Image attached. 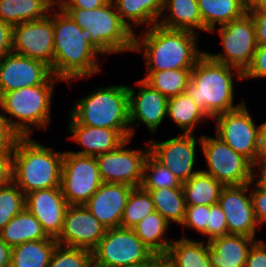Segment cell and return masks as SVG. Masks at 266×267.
I'll return each instance as SVG.
<instances>
[{"mask_svg": "<svg viewBox=\"0 0 266 267\" xmlns=\"http://www.w3.org/2000/svg\"><path fill=\"white\" fill-rule=\"evenodd\" d=\"M140 186L143 189L177 188L182 186V183L149 153L143 165Z\"/></svg>", "mask_w": 266, "mask_h": 267, "instance_id": "37", "label": "cell"}, {"mask_svg": "<svg viewBox=\"0 0 266 267\" xmlns=\"http://www.w3.org/2000/svg\"><path fill=\"white\" fill-rule=\"evenodd\" d=\"M241 5L244 8V10L249 13L251 10H253L261 0H240Z\"/></svg>", "mask_w": 266, "mask_h": 267, "instance_id": "54", "label": "cell"}, {"mask_svg": "<svg viewBox=\"0 0 266 267\" xmlns=\"http://www.w3.org/2000/svg\"><path fill=\"white\" fill-rule=\"evenodd\" d=\"M222 188L223 185L220 182L202 170L182 183L186 206L216 204Z\"/></svg>", "mask_w": 266, "mask_h": 267, "instance_id": "33", "label": "cell"}, {"mask_svg": "<svg viewBox=\"0 0 266 267\" xmlns=\"http://www.w3.org/2000/svg\"><path fill=\"white\" fill-rule=\"evenodd\" d=\"M0 108V151H13L16 140L20 137L9 125Z\"/></svg>", "mask_w": 266, "mask_h": 267, "instance_id": "44", "label": "cell"}, {"mask_svg": "<svg viewBox=\"0 0 266 267\" xmlns=\"http://www.w3.org/2000/svg\"><path fill=\"white\" fill-rule=\"evenodd\" d=\"M224 53L212 54L211 59L238 68L243 73L251 65L257 49L255 24L249 13L218 27Z\"/></svg>", "mask_w": 266, "mask_h": 267, "instance_id": "10", "label": "cell"}, {"mask_svg": "<svg viewBox=\"0 0 266 267\" xmlns=\"http://www.w3.org/2000/svg\"><path fill=\"white\" fill-rule=\"evenodd\" d=\"M121 267H151V263H141V264H137V265L121 266Z\"/></svg>", "mask_w": 266, "mask_h": 267, "instance_id": "56", "label": "cell"}, {"mask_svg": "<svg viewBox=\"0 0 266 267\" xmlns=\"http://www.w3.org/2000/svg\"><path fill=\"white\" fill-rule=\"evenodd\" d=\"M12 52V27L0 19V59Z\"/></svg>", "mask_w": 266, "mask_h": 267, "instance_id": "49", "label": "cell"}, {"mask_svg": "<svg viewBox=\"0 0 266 267\" xmlns=\"http://www.w3.org/2000/svg\"><path fill=\"white\" fill-rule=\"evenodd\" d=\"M56 5H58V0H52Z\"/></svg>", "mask_w": 266, "mask_h": 267, "instance_id": "57", "label": "cell"}, {"mask_svg": "<svg viewBox=\"0 0 266 267\" xmlns=\"http://www.w3.org/2000/svg\"><path fill=\"white\" fill-rule=\"evenodd\" d=\"M251 184L253 185L252 181L250 184L223 186L218 204L224 211L228 234L256 239V229L259 226L250 197Z\"/></svg>", "mask_w": 266, "mask_h": 267, "instance_id": "17", "label": "cell"}, {"mask_svg": "<svg viewBox=\"0 0 266 267\" xmlns=\"http://www.w3.org/2000/svg\"><path fill=\"white\" fill-rule=\"evenodd\" d=\"M107 228L86 208L85 205H68L58 245L90 250L97 247Z\"/></svg>", "mask_w": 266, "mask_h": 267, "instance_id": "16", "label": "cell"}, {"mask_svg": "<svg viewBox=\"0 0 266 267\" xmlns=\"http://www.w3.org/2000/svg\"><path fill=\"white\" fill-rule=\"evenodd\" d=\"M68 132L69 139L74 140L84 149L71 151L78 155L98 156L117 149L126 139L116 130L104 127H91L76 123L71 117Z\"/></svg>", "mask_w": 266, "mask_h": 267, "instance_id": "22", "label": "cell"}, {"mask_svg": "<svg viewBox=\"0 0 266 267\" xmlns=\"http://www.w3.org/2000/svg\"><path fill=\"white\" fill-rule=\"evenodd\" d=\"M228 234L224 211L218 203L209 206V218L206 226L207 242Z\"/></svg>", "mask_w": 266, "mask_h": 267, "instance_id": "41", "label": "cell"}, {"mask_svg": "<svg viewBox=\"0 0 266 267\" xmlns=\"http://www.w3.org/2000/svg\"><path fill=\"white\" fill-rule=\"evenodd\" d=\"M151 267H175L166 255H155L151 259Z\"/></svg>", "mask_w": 266, "mask_h": 267, "instance_id": "53", "label": "cell"}, {"mask_svg": "<svg viewBox=\"0 0 266 267\" xmlns=\"http://www.w3.org/2000/svg\"><path fill=\"white\" fill-rule=\"evenodd\" d=\"M56 6L52 0H0V19L14 27L45 18Z\"/></svg>", "mask_w": 266, "mask_h": 267, "instance_id": "26", "label": "cell"}, {"mask_svg": "<svg viewBox=\"0 0 266 267\" xmlns=\"http://www.w3.org/2000/svg\"><path fill=\"white\" fill-rule=\"evenodd\" d=\"M57 245L56 239H42L12 247L10 267H48Z\"/></svg>", "mask_w": 266, "mask_h": 267, "instance_id": "31", "label": "cell"}, {"mask_svg": "<svg viewBox=\"0 0 266 267\" xmlns=\"http://www.w3.org/2000/svg\"><path fill=\"white\" fill-rule=\"evenodd\" d=\"M258 167V168H257ZM256 169L258 171H256ZM254 172H257V176H259V178L256 176V174H254V181L264 190H266V160H260L258 161L255 165H254ZM258 178V179H256Z\"/></svg>", "mask_w": 266, "mask_h": 267, "instance_id": "50", "label": "cell"}, {"mask_svg": "<svg viewBox=\"0 0 266 267\" xmlns=\"http://www.w3.org/2000/svg\"><path fill=\"white\" fill-rule=\"evenodd\" d=\"M251 11H266V0H261L259 4Z\"/></svg>", "mask_w": 266, "mask_h": 267, "instance_id": "55", "label": "cell"}, {"mask_svg": "<svg viewBox=\"0 0 266 267\" xmlns=\"http://www.w3.org/2000/svg\"><path fill=\"white\" fill-rule=\"evenodd\" d=\"M245 267H266V243L262 239L250 247Z\"/></svg>", "mask_w": 266, "mask_h": 267, "instance_id": "45", "label": "cell"}, {"mask_svg": "<svg viewBox=\"0 0 266 267\" xmlns=\"http://www.w3.org/2000/svg\"><path fill=\"white\" fill-rule=\"evenodd\" d=\"M169 226L170 223L154 211L143 218L132 230L155 255H165L172 243V240L170 241L166 236Z\"/></svg>", "mask_w": 266, "mask_h": 267, "instance_id": "32", "label": "cell"}, {"mask_svg": "<svg viewBox=\"0 0 266 267\" xmlns=\"http://www.w3.org/2000/svg\"><path fill=\"white\" fill-rule=\"evenodd\" d=\"M25 208V194L11 181L0 187V231Z\"/></svg>", "mask_w": 266, "mask_h": 267, "instance_id": "38", "label": "cell"}, {"mask_svg": "<svg viewBox=\"0 0 266 267\" xmlns=\"http://www.w3.org/2000/svg\"><path fill=\"white\" fill-rule=\"evenodd\" d=\"M199 34L173 30L158 24L145 29L138 37L134 34L133 51L143 52L146 71L193 69L205 53L197 46Z\"/></svg>", "mask_w": 266, "mask_h": 267, "instance_id": "2", "label": "cell"}, {"mask_svg": "<svg viewBox=\"0 0 266 267\" xmlns=\"http://www.w3.org/2000/svg\"><path fill=\"white\" fill-rule=\"evenodd\" d=\"M144 81L167 98L185 92L191 79L192 69L146 71Z\"/></svg>", "mask_w": 266, "mask_h": 267, "instance_id": "35", "label": "cell"}, {"mask_svg": "<svg viewBox=\"0 0 266 267\" xmlns=\"http://www.w3.org/2000/svg\"><path fill=\"white\" fill-rule=\"evenodd\" d=\"M92 252L83 248L57 245L48 267H92Z\"/></svg>", "mask_w": 266, "mask_h": 267, "instance_id": "39", "label": "cell"}, {"mask_svg": "<svg viewBox=\"0 0 266 267\" xmlns=\"http://www.w3.org/2000/svg\"><path fill=\"white\" fill-rule=\"evenodd\" d=\"M62 9L81 29L91 33V45L101 55L133 51L135 33L121 20L113 1L91 10Z\"/></svg>", "mask_w": 266, "mask_h": 267, "instance_id": "7", "label": "cell"}, {"mask_svg": "<svg viewBox=\"0 0 266 267\" xmlns=\"http://www.w3.org/2000/svg\"><path fill=\"white\" fill-rule=\"evenodd\" d=\"M167 117L180 127L183 134H195L196 126L210 119L186 92L168 98Z\"/></svg>", "mask_w": 266, "mask_h": 267, "instance_id": "30", "label": "cell"}, {"mask_svg": "<svg viewBox=\"0 0 266 267\" xmlns=\"http://www.w3.org/2000/svg\"><path fill=\"white\" fill-rule=\"evenodd\" d=\"M233 76L238 80H244L241 70L217 62L204 53L192 69L185 92L212 119L222 113L236 110L244 104L241 101L234 105Z\"/></svg>", "mask_w": 266, "mask_h": 267, "instance_id": "3", "label": "cell"}, {"mask_svg": "<svg viewBox=\"0 0 266 267\" xmlns=\"http://www.w3.org/2000/svg\"><path fill=\"white\" fill-rule=\"evenodd\" d=\"M253 188H250V197L255 213V218L259 226L266 225V190L261 188L254 180Z\"/></svg>", "mask_w": 266, "mask_h": 267, "instance_id": "43", "label": "cell"}, {"mask_svg": "<svg viewBox=\"0 0 266 267\" xmlns=\"http://www.w3.org/2000/svg\"><path fill=\"white\" fill-rule=\"evenodd\" d=\"M209 218V206H186V215L182 227L197 230L202 236H206V226Z\"/></svg>", "mask_w": 266, "mask_h": 267, "instance_id": "40", "label": "cell"}, {"mask_svg": "<svg viewBox=\"0 0 266 267\" xmlns=\"http://www.w3.org/2000/svg\"><path fill=\"white\" fill-rule=\"evenodd\" d=\"M63 155L31 137H19L13 148L12 181L25 195L61 187Z\"/></svg>", "mask_w": 266, "mask_h": 267, "instance_id": "4", "label": "cell"}, {"mask_svg": "<svg viewBox=\"0 0 266 267\" xmlns=\"http://www.w3.org/2000/svg\"><path fill=\"white\" fill-rule=\"evenodd\" d=\"M213 119L217 122L216 136L255 165L259 161V125L255 124L245 103Z\"/></svg>", "mask_w": 266, "mask_h": 267, "instance_id": "12", "label": "cell"}, {"mask_svg": "<svg viewBox=\"0 0 266 267\" xmlns=\"http://www.w3.org/2000/svg\"><path fill=\"white\" fill-rule=\"evenodd\" d=\"M154 211V204L149 192L141 186L133 187L124 208L120 227L132 229Z\"/></svg>", "mask_w": 266, "mask_h": 267, "instance_id": "36", "label": "cell"}, {"mask_svg": "<svg viewBox=\"0 0 266 267\" xmlns=\"http://www.w3.org/2000/svg\"><path fill=\"white\" fill-rule=\"evenodd\" d=\"M13 151H0V187L12 181Z\"/></svg>", "mask_w": 266, "mask_h": 267, "instance_id": "46", "label": "cell"}, {"mask_svg": "<svg viewBox=\"0 0 266 267\" xmlns=\"http://www.w3.org/2000/svg\"><path fill=\"white\" fill-rule=\"evenodd\" d=\"M132 188L127 184L103 182L84 205L107 229L120 227Z\"/></svg>", "mask_w": 266, "mask_h": 267, "instance_id": "21", "label": "cell"}, {"mask_svg": "<svg viewBox=\"0 0 266 267\" xmlns=\"http://www.w3.org/2000/svg\"><path fill=\"white\" fill-rule=\"evenodd\" d=\"M243 75L245 80L266 77V44L257 46L253 61Z\"/></svg>", "mask_w": 266, "mask_h": 267, "instance_id": "42", "label": "cell"}, {"mask_svg": "<svg viewBox=\"0 0 266 267\" xmlns=\"http://www.w3.org/2000/svg\"><path fill=\"white\" fill-rule=\"evenodd\" d=\"M255 24L257 45L266 44V11H250Z\"/></svg>", "mask_w": 266, "mask_h": 267, "instance_id": "48", "label": "cell"}, {"mask_svg": "<svg viewBox=\"0 0 266 267\" xmlns=\"http://www.w3.org/2000/svg\"><path fill=\"white\" fill-rule=\"evenodd\" d=\"M157 24L167 29L199 34L198 30L203 31V23L198 0H164L163 11Z\"/></svg>", "mask_w": 266, "mask_h": 267, "instance_id": "24", "label": "cell"}, {"mask_svg": "<svg viewBox=\"0 0 266 267\" xmlns=\"http://www.w3.org/2000/svg\"><path fill=\"white\" fill-rule=\"evenodd\" d=\"M112 0H58V6L61 8H79V9H96L107 5Z\"/></svg>", "mask_w": 266, "mask_h": 267, "instance_id": "47", "label": "cell"}, {"mask_svg": "<svg viewBox=\"0 0 266 267\" xmlns=\"http://www.w3.org/2000/svg\"><path fill=\"white\" fill-rule=\"evenodd\" d=\"M102 183L96 157L64 152L61 189L68 205H84Z\"/></svg>", "mask_w": 266, "mask_h": 267, "instance_id": "11", "label": "cell"}, {"mask_svg": "<svg viewBox=\"0 0 266 267\" xmlns=\"http://www.w3.org/2000/svg\"><path fill=\"white\" fill-rule=\"evenodd\" d=\"M91 45V33L81 29L72 18L57 5L54 8V57L52 74L62 81L84 79L101 72L98 56Z\"/></svg>", "mask_w": 266, "mask_h": 267, "instance_id": "1", "label": "cell"}, {"mask_svg": "<svg viewBox=\"0 0 266 267\" xmlns=\"http://www.w3.org/2000/svg\"><path fill=\"white\" fill-rule=\"evenodd\" d=\"M51 75L50 67L42 61L11 52L0 59V96L43 84Z\"/></svg>", "mask_w": 266, "mask_h": 267, "instance_id": "19", "label": "cell"}, {"mask_svg": "<svg viewBox=\"0 0 266 267\" xmlns=\"http://www.w3.org/2000/svg\"><path fill=\"white\" fill-rule=\"evenodd\" d=\"M11 250L0 237V267H10Z\"/></svg>", "mask_w": 266, "mask_h": 267, "instance_id": "52", "label": "cell"}, {"mask_svg": "<svg viewBox=\"0 0 266 267\" xmlns=\"http://www.w3.org/2000/svg\"><path fill=\"white\" fill-rule=\"evenodd\" d=\"M155 254L130 228L107 229L105 236L92 251L93 266L121 267L151 263Z\"/></svg>", "mask_w": 266, "mask_h": 267, "instance_id": "8", "label": "cell"}, {"mask_svg": "<svg viewBox=\"0 0 266 267\" xmlns=\"http://www.w3.org/2000/svg\"><path fill=\"white\" fill-rule=\"evenodd\" d=\"M199 143L207 165V170L203 172L210 174L223 186L250 184L253 181L254 165L219 137L204 135Z\"/></svg>", "mask_w": 266, "mask_h": 267, "instance_id": "9", "label": "cell"}, {"mask_svg": "<svg viewBox=\"0 0 266 267\" xmlns=\"http://www.w3.org/2000/svg\"><path fill=\"white\" fill-rule=\"evenodd\" d=\"M197 138L195 134L181 133L166 141L157 142L152 139L147 141L149 153L184 183L201 170L193 171L196 163V144L201 141V137L198 140Z\"/></svg>", "mask_w": 266, "mask_h": 267, "instance_id": "15", "label": "cell"}, {"mask_svg": "<svg viewBox=\"0 0 266 267\" xmlns=\"http://www.w3.org/2000/svg\"><path fill=\"white\" fill-rule=\"evenodd\" d=\"M131 138L123 142L117 149L96 156L102 182L122 183L138 187L142 183L143 165L149 154V145L139 150L125 148Z\"/></svg>", "mask_w": 266, "mask_h": 267, "instance_id": "14", "label": "cell"}, {"mask_svg": "<svg viewBox=\"0 0 266 267\" xmlns=\"http://www.w3.org/2000/svg\"><path fill=\"white\" fill-rule=\"evenodd\" d=\"M51 12L45 18L12 27V52L42 61L50 68L54 57V9Z\"/></svg>", "mask_w": 266, "mask_h": 267, "instance_id": "13", "label": "cell"}, {"mask_svg": "<svg viewBox=\"0 0 266 267\" xmlns=\"http://www.w3.org/2000/svg\"><path fill=\"white\" fill-rule=\"evenodd\" d=\"M258 153L259 161L266 160V121L259 124Z\"/></svg>", "mask_w": 266, "mask_h": 267, "instance_id": "51", "label": "cell"}, {"mask_svg": "<svg viewBox=\"0 0 266 267\" xmlns=\"http://www.w3.org/2000/svg\"><path fill=\"white\" fill-rule=\"evenodd\" d=\"M135 84L138 85L137 91L128 86L131 139L135 130L133 124L139 127L142 122L154 134L167 117L168 98L158 90L153 89L143 79Z\"/></svg>", "mask_w": 266, "mask_h": 267, "instance_id": "18", "label": "cell"}, {"mask_svg": "<svg viewBox=\"0 0 266 267\" xmlns=\"http://www.w3.org/2000/svg\"><path fill=\"white\" fill-rule=\"evenodd\" d=\"M152 197L154 209L170 224H182L186 215V201L182 186L177 188L144 189Z\"/></svg>", "mask_w": 266, "mask_h": 267, "instance_id": "34", "label": "cell"}, {"mask_svg": "<svg viewBox=\"0 0 266 267\" xmlns=\"http://www.w3.org/2000/svg\"><path fill=\"white\" fill-rule=\"evenodd\" d=\"M203 32L215 33V26L242 18L247 12L240 0H198Z\"/></svg>", "mask_w": 266, "mask_h": 267, "instance_id": "28", "label": "cell"}, {"mask_svg": "<svg viewBox=\"0 0 266 267\" xmlns=\"http://www.w3.org/2000/svg\"><path fill=\"white\" fill-rule=\"evenodd\" d=\"M259 239L227 234L209 241L208 257L211 267H245L253 243Z\"/></svg>", "mask_w": 266, "mask_h": 267, "instance_id": "23", "label": "cell"}, {"mask_svg": "<svg viewBox=\"0 0 266 267\" xmlns=\"http://www.w3.org/2000/svg\"><path fill=\"white\" fill-rule=\"evenodd\" d=\"M0 237L11 248L28 241L53 239L47 236L41 223L26 208L5 225Z\"/></svg>", "mask_w": 266, "mask_h": 267, "instance_id": "27", "label": "cell"}, {"mask_svg": "<svg viewBox=\"0 0 266 267\" xmlns=\"http://www.w3.org/2000/svg\"><path fill=\"white\" fill-rule=\"evenodd\" d=\"M112 1L121 20L134 33H136L134 29H136V27H140L141 25L145 26V29L156 25L164 7V0Z\"/></svg>", "mask_w": 266, "mask_h": 267, "instance_id": "25", "label": "cell"}, {"mask_svg": "<svg viewBox=\"0 0 266 267\" xmlns=\"http://www.w3.org/2000/svg\"><path fill=\"white\" fill-rule=\"evenodd\" d=\"M207 241H196L185 236L172 239L166 252L175 267H211Z\"/></svg>", "mask_w": 266, "mask_h": 267, "instance_id": "29", "label": "cell"}, {"mask_svg": "<svg viewBox=\"0 0 266 267\" xmlns=\"http://www.w3.org/2000/svg\"><path fill=\"white\" fill-rule=\"evenodd\" d=\"M68 203L61 187L39 189L25 195V208L41 223L48 237L57 239Z\"/></svg>", "mask_w": 266, "mask_h": 267, "instance_id": "20", "label": "cell"}, {"mask_svg": "<svg viewBox=\"0 0 266 267\" xmlns=\"http://www.w3.org/2000/svg\"><path fill=\"white\" fill-rule=\"evenodd\" d=\"M58 81L62 80L52 74L43 84L20 88L0 96V108L11 128L20 137H30L35 126L42 130L48 129L52 118L53 89Z\"/></svg>", "mask_w": 266, "mask_h": 267, "instance_id": "5", "label": "cell"}, {"mask_svg": "<svg viewBox=\"0 0 266 267\" xmlns=\"http://www.w3.org/2000/svg\"><path fill=\"white\" fill-rule=\"evenodd\" d=\"M69 117L81 125L116 129L130 139L128 86H102L90 92L74 102Z\"/></svg>", "mask_w": 266, "mask_h": 267, "instance_id": "6", "label": "cell"}]
</instances>
